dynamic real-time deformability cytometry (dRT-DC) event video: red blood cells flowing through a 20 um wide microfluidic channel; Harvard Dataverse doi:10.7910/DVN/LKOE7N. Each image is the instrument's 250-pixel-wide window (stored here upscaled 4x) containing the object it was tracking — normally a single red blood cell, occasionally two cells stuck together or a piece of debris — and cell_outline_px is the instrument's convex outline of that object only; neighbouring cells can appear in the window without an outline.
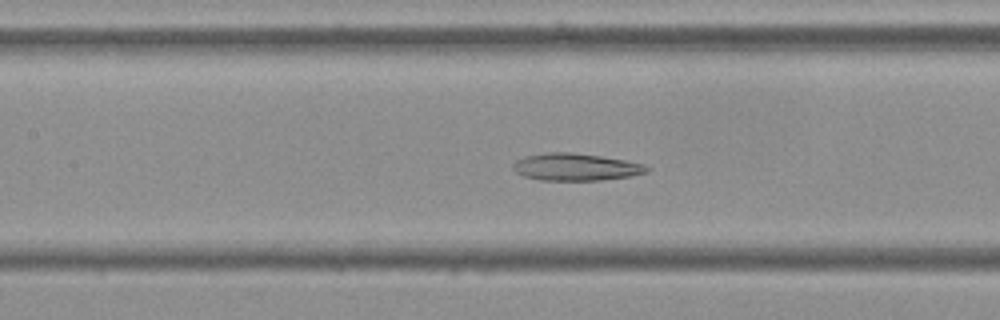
{"species": "Egyptian fruit bat (a non-hibernating species)", "species_latin": "Rousettus aegyptiacus", "temperature_condition": "cold", "stored_images_in_passage": 56, "camera_frame_rate_fps": 3000, "um_per_image_px": 0.085, "frame": {"image": 1, "passage_image": 25, "time_ms": 8.0, "image_size_px": [1000, 320], "cell_outline_px": [[652, 168], [648, 172], [632, 176], [600, 180], [540, 180], [524, 176], [516, 172], [512, 168], [512, 164], [516, 160], [524, 156], [548, 152], [572, 152], [600, 156], [624, 160], [644, 164]], "centroid_in_image_um": [48.94, 14.19], "position_along_channel_um": 158.5, "area_um2": 21.33}}
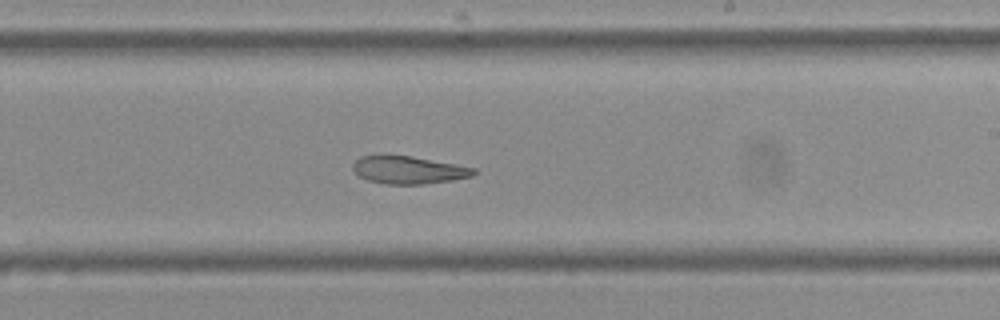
{"frame": {"image": 2, "passage_image": 33, "time_ms": 10.667, "image_size_px": [1000, 320], "cell_outline_px": [[480, 172], [472, 176], [452, 180], [424, 184], [384, 184], [368, 180], [360, 176], [352, 168], [352, 164], [360, 156], [412, 156], [456, 164], [476, 168]], "centroid_in_image_um": [34.78, 14.45], "position_along_channel_um": 254.2, "area_um2": 19.42}}
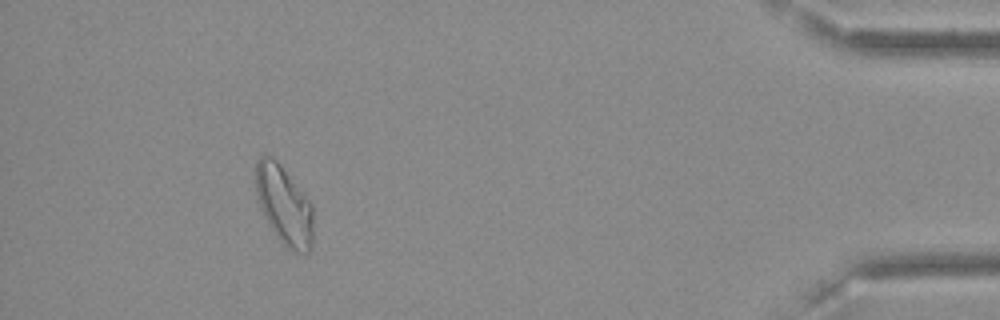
{"frame": {"image": 3, "passage_image": 51, "time_ms": 16.667, "image_size_px": [1000, 320], "cell_outline_px": [[312, 248], [308, 252], [296, 252], [288, 248], [280, 240], [268, 224], [260, 208], [256, 196], [256, 160], [264, 152], [272, 156], [276, 160], [312, 204]], "centroid_in_image_um": [24.12, 17.42], "position_along_channel_um": 411.1, "area_um2": 26.24}, "authors_computed_cell_mechanics": {"area_um2": 24.4205, "velocity_mm_per_s": 3.6099, "shape_relaxation_time_tau1_ms": null, "shape_relaxation_time_tau2_ms": 3.4656, "deformation_change_tau1": null, "deformation_change_tau2": 0.1113}}